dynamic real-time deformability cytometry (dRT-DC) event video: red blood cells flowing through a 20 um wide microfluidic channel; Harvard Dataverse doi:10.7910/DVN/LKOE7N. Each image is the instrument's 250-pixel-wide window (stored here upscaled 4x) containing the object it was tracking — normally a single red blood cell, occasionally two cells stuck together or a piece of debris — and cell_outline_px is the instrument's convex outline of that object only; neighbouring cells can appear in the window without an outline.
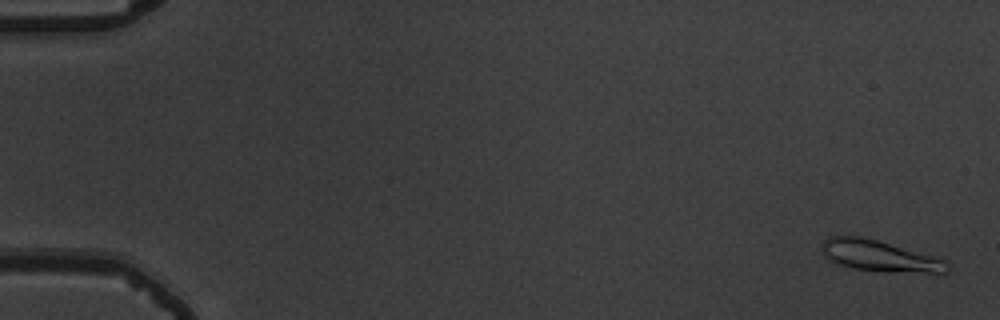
{"species": "common noctule bat (a hibernating species)", "species_latin": "Nyctalus noctula", "temperature_condition": "warm", "stored_images_in_passage": 57, "camera_frame_rate_fps": 3000, "um_per_image_px": 0.085, "animal": {"sex": "male", "body_mass_g": 19.5, "forearm_length_mm": 54.6}, "frame": {"image": 1, "passage_image": 2, "time_ms": 0.333, "image_size_px": [1000, 320], "cell_outline_px": [[952, 268], [948, 272], [880, 272], [852, 268], [828, 260], [824, 256], [820, 248], [824, 240], [828, 236], [860, 236], [876, 240], [944, 260]], "centroid_in_image_um": [74.69, 21.76], "position_along_channel_um": 10.3, "area_um2": 22.48}}
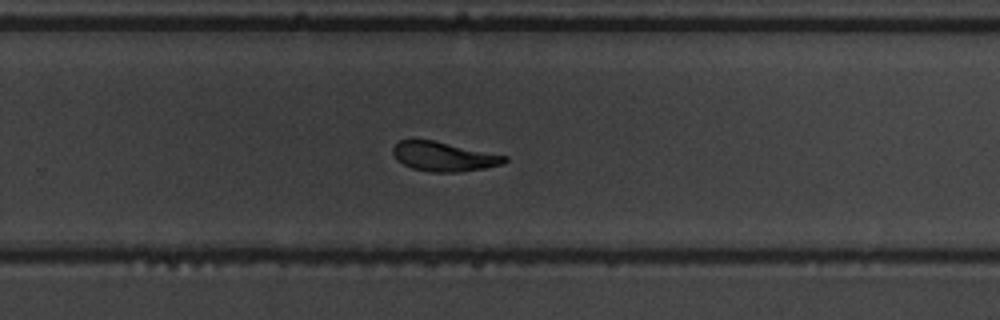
{"frame": {"image": 2, "passage_image": 38, "time_ms": 12.333, "image_size_px": [1000, 320], "cell_outline_px": [[508, 160], [504, 164], [484, 168], [456, 172], [432, 172], [412, 168], [396, 160], [392, 152], [392, 148], [400, 140], [432, 140], [508, 156]], "centroid_in_image_um": [37.72, 13.31], "position_along_channel_um": 292.1, "area_um2": 18.96}}
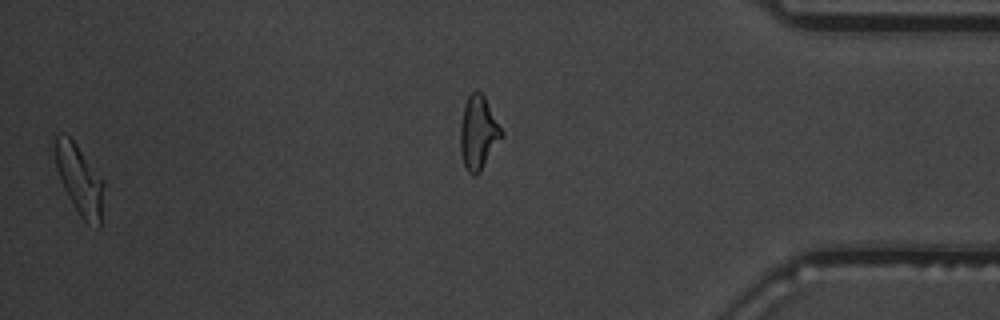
{"frame": {"image": 3, "passage_image": 56, "time_ms": 18.333, "image_size_px": [1000, 320], "cell_outline_px": [[104, 184], [100, 228], [88, 224], [80, 216], [68, 196], [64, 188], [56, 168], [52, 144], [56, 136], [60, 132], [68, 136], [76, 144]], "centroid_in_image_um": [6.71, 15.27], "position_along_channel_um": 428.5, "area_um2": 19.54}, "authors_computed_cell_mechanics": {"area_um2": 20.0566, "velocity_mm_per_s": 3.6676, "shape_relaxation_time_tau1_ms": 5.4261, "shape_relaxation_time_tau2_ms": 1.8623, "deformation_change_tau1": 0.1834, "deformation_change_tau2": 0.0832}}